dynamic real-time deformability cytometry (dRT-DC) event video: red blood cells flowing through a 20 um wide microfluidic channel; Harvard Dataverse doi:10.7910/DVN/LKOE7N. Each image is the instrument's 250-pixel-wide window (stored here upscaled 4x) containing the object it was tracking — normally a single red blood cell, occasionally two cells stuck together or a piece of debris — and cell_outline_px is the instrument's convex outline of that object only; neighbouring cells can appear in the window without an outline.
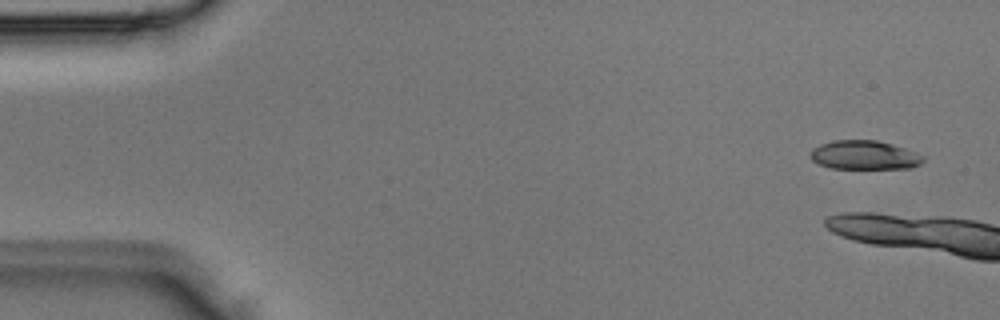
{"species": "Egyptian fruit bat (a non-hibernating species)", "species_latin": "Rousettus aegyptiacus", "temperature_condition": "room temperature", "stored_images_in_passage": 4, "segment_of_instrument_passage": [2, 2], "camera_frame_rate_fps": 3000, "um_per_image_px": 0.085, "animal": {"sex": "male"}, "frame": {"image": 1, "passage_image": 4, "time_ms": 1.0, "image_size_px": [1000, 320], "cell_outline_px": [[924, 160], [920, 164], [908, 168], [832, 168], [820, 164], [812, 160], [808, 156], [808, 152], [812, 148], [820, 144], [832, 140], [876, 140], [892, 144], [916, 152], [924, 156]], "centroid_in_image_um": [73.43, 13.17], "position_along_channel_um": 11.6, "area_um2": 19.07}}